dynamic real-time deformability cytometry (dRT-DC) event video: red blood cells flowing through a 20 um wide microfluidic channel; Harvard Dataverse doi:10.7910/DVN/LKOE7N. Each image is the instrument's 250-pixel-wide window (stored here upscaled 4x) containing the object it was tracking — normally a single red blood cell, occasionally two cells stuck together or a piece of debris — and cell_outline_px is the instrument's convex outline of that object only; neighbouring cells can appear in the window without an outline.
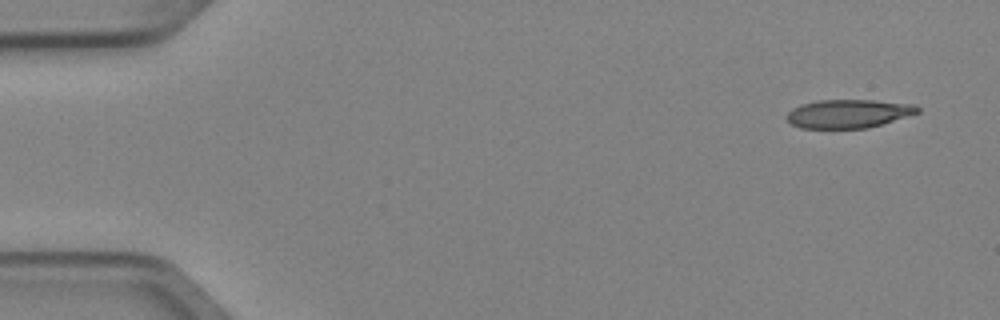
{"species": "Egyptian fruit bat (a non-hibernating species)", "species_latin": "Rousettus aegyptiacus", "temperature_condition": "cold", "stored_images_in_passage": 6, "camera_frame_rate_fps": 3000, "um_per_image_px": 0.085, "animal": {"sex": "female"}, "frame": {"image": 1, "passage_image": 1, "time_ms": 0.0, "image_size_px": [1000, 320], "cell_outline_px": [[920, 112], [908, 116], [868, 128], [800, 128], [792, 124], [784, 116], [792, 108], [800, 104], [816, 100], [872, 100], [916, 104], [920, 108]], "centroid_in_image_um": [72.11, 9.65], "position_along_channel_um": 12.9, "area_um2": 21.91}}
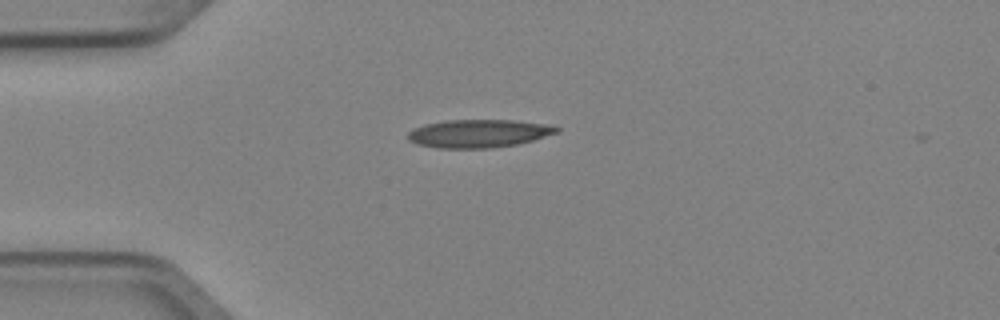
{"frame": {"image": 2, "passage_image": 3, "time_ms": 0.667, "image_size_px": [1000, 320], "cell_outline_px": [[560, 132], [532, 140], [516, 144], [492, 148], [436, 148], [416, 144], [408, 140], [408, 132], [424, 124], [448, 120], [512, 120], [544, 124], [560, 128]], "centroid_in_image_um": [40.66, 11.35], "position_along_channel_um": 44.3, "area_um2": 24.22}}
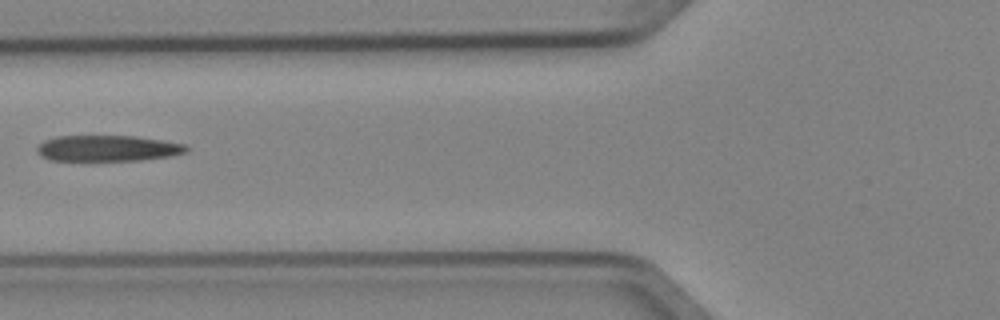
{"frame": {"image": 3, "passage_image": 5, "time_ms": 1.333, "image_size_px": [1000, 320], "cell_outline_px": [[188, 152], [168, 156], [140, 160], [48, 160], [40, 156], [36, 152], [36, 148], [44, 140], [56, 136], [136, 136], [164, 140], [184, 144], [188, 148]], "centroid_in_image_um": [9.13, 12.6], "position_along_channel_um": 116.7, "area_um2": 22.6}}